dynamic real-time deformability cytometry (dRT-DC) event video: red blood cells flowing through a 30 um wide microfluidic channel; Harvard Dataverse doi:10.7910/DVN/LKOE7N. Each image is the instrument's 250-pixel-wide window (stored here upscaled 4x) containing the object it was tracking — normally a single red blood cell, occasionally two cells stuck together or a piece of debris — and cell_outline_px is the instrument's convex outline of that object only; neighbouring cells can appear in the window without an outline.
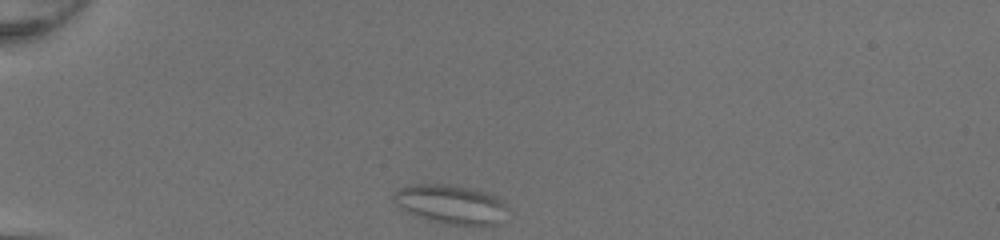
{"species": "common noctule bat (a hibernating species)", "species_latin": "Nyctalus noctula", "temperature_condition": "room temperature", "stored_images_in_passage": 33, "camera_frame_rate_fps": 3000, "um_per_image_px": 0.085, "animal": {"sex": "female", "body_mass_g": 20.0, "forearm_length_mm": 54.0}, "frame": {"image": 1, "passage_image": 1, "time_ms": 0.0, "image_size_px": [1000, 240], "cell_outline_px": [[508, 208], [496, 224], [452, 224], [416, 216], [392, 200], [392, 196], [400, 188], [412, 184], [448, 184], [472, 188], [496, 196], [508, 204]], "centroid_in_image_um": [38.33, 17.32], "position_along_channel_um": 46.7, "area_um2": 25.26}}
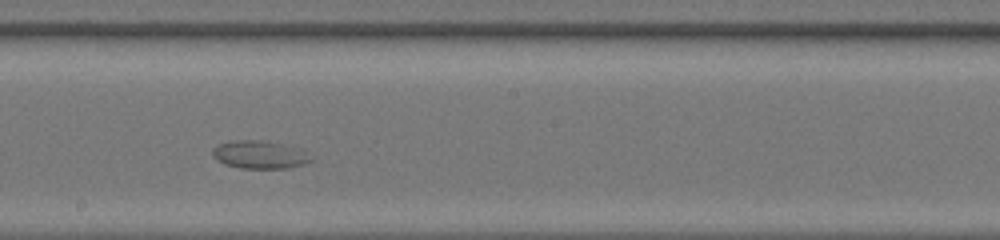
{"frame": {"image": 2, "passage_image": 17, "time_ms": 5.333, "image_size_px": [1000, 240], "cell_outline_px": [[312, 160], [304, 164], [288, 168], [240, 168], [224, 164], [216, 160], [212, 156], [212, 148], [216, 144], [236, 140], [260, 140], [280, 144], [296, 148], [304, 152]], "centroid_in_image_um": [21.97, 13.15], "position_along_channel_um": 226.2, "area_um2": 15.84}}
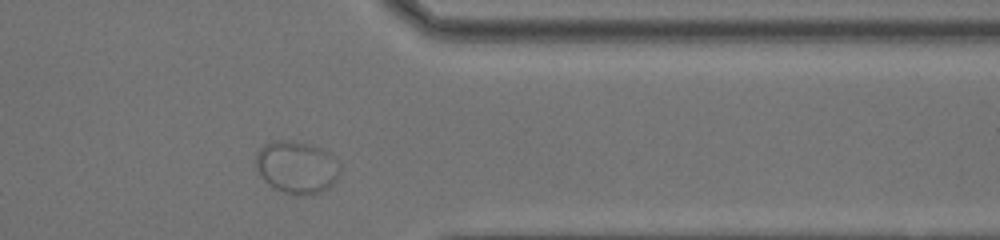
{"frame": {"image": 3, "passage_image": 29, "time_ms": 9.333, "image_size_px": [1000, 240], "cell_outline_px": [[340, 172], [336, 180], [328, 188], [316, 192], [296, 196], [284, 192], [268, 184], [264, 180], [256, 168], [256, 152], [264, 144], [272, 140], [292, 140], [308, 144], [320, 148], [328, 152], [340, 164]], "centroid_in_image_um": [25.2, 14.19], "position_along_channel_um": 386.2, "area_um2": 25.66}}